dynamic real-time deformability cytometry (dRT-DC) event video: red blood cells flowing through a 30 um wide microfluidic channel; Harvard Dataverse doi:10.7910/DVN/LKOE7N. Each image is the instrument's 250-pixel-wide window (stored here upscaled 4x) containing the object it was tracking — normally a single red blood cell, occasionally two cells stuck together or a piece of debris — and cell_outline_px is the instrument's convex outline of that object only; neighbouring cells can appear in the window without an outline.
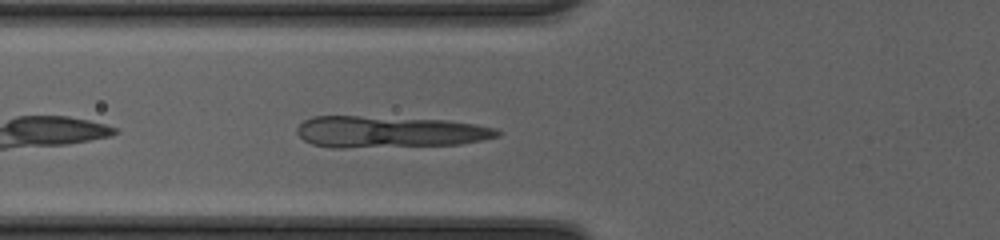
{"species": "common noctule bat (a hibernating species)", "species_latin": "Nyctalus noctula", "temperature_condition": "cold", "stored_images_in_passage": 32, "camera_frame_rate_fps": 3000, "um_per_image_px": 0.085, "animal": {"sex": "female", "body_mass_g": 20.0, "forearm_length_mm": 54.0}, "frame": {"image": 1, "passage_image": 5, "time_ms": 1.333, "image_size_px": [1000, 240], "cell_outline_px": [[504, 132], [500, 136], [484, 140], [460, 144], [344, 148], [332, 148], [312, 144], [304, 140], [296, 132], [296, 128], [304, 120], [312, 116], [360, 116], [448, 120], [476, 124], [496, 128]], "centroid_in_image_um": [33.12, 11.21], "position_along_channel_um": 92.7, "area_um2": 37.17}}